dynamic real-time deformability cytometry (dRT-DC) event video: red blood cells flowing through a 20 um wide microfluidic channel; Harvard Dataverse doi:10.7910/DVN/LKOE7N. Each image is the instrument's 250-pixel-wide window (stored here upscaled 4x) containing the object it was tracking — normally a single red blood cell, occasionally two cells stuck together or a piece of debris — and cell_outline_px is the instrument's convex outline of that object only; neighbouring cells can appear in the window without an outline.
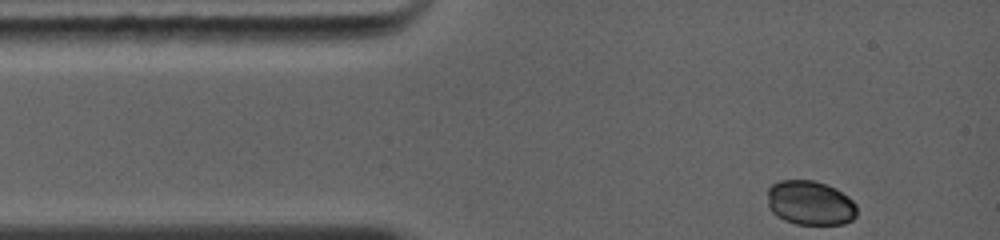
{"species": "common noctule bat (a hibernating species)", "species_latin": "Nyctalus noctula", "temperature_condition": "warm", "stored_images_in_passage": 27, "camera_frame_rate_fps": 5000, "um_per_image_px": 0.085, "animal": {"sex": "female", "body_mass_g": 19.0, "forearm_length_mm": 56.7}, "frame": {"image": 1, "passage_image": 1, "time_ms": 0.0, "image_size_px": [1000, 240], "cell_outline_px": [[856, 216], [852, 220], [844, 224], [796, 224], [784, 220], [776, 216], [768, 208], [768, 188], [772, 184], [780, 180], [816, 180], [836, 188], [848, 196], [856, 204]], "centroid_in_image_um": [68.86, 17.24], "position_along_channel_um": 16.1, "area_um2": 23.41}}
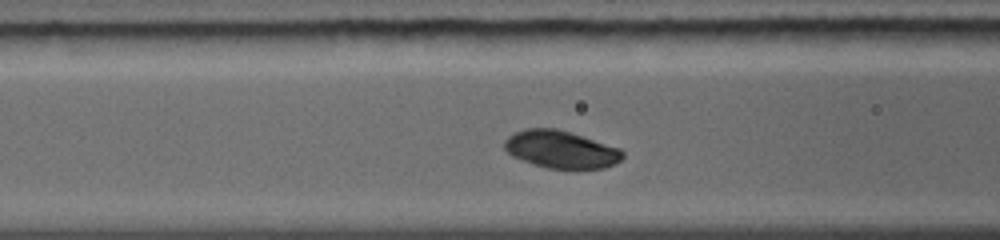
{"frame": {"image": 2, "passage_image": 18, "time_ms": 3.4, "image_size_px": [1000, 240], "cell_outline_px": [[624, 156], [616, 164], [604, 168], [576, 172], [548, 168], [532, 164], [512, 156], [504, 148], [504, 140], [508, 136], [524, 128], [556, 128], [620, 148], [624, 152]], "centroid_in_image_um": [47.71, 12.75], "position_along_channel_um": 118.9, "area_um2": 26.53}}
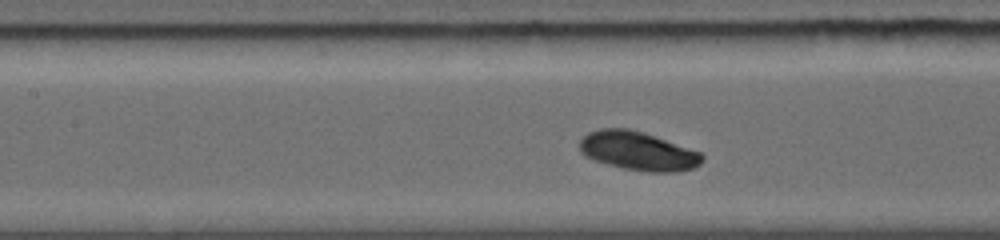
{"frame": {"image": 3, "passage_image": 22, "time_ms": 4.2, "image_size_px": [1000, 240], "cell_outline_px": [[704, 160], [700, 164], [692, 168], [676, 172], [648, 172], [624, 168], [592, 160], [584, 156], [580, 152], [580, 140], [588, 132], [600, 128], [628, 128], [644, 132], [700, 152], [704, 156]], "centroid_in_image_um": [54.21, 12.83], "position_along_channel_um": 153.2, "area_um2": 27.74}}